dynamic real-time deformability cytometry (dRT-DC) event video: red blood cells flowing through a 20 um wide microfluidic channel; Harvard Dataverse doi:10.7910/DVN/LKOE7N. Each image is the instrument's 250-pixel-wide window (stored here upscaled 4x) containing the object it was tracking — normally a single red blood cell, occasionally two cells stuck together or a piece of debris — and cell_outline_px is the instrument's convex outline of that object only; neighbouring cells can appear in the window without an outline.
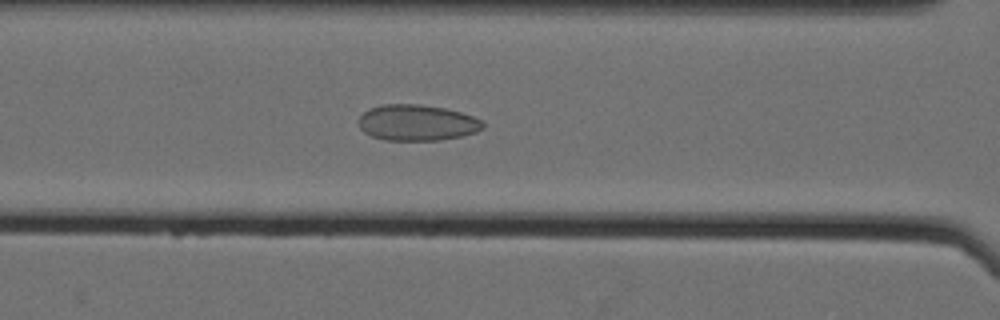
{"species": "Egyptian fruit bat (a non-hibernating species)", "species_latin": "Rousettus aegyptiacus", "temperature_condition": "cold", "stored_images_in_passage": 22, "camera_frame_rate_fps": 3000, "um_per_image_px": 0.085, "animal": {"sex": "female"}, "frame": {"image": 1, "passage_image": 11, "time_ms": 3.333, "image_size_px": [1000, 320], "cell_outline_px": [[484, 128], [476, 132], [460, 136], [440, 140], [384, 140], [372, 136], [364, 132], [360, 128], [360, 116], [368, 108], [384, 104], [416, 104], [444, 108], [460, 112], [484, 120]], "centroid_in_image_um": [35.46, 10.43], "position_along_channel_um": 131.1, "area_um2": 26.01}}
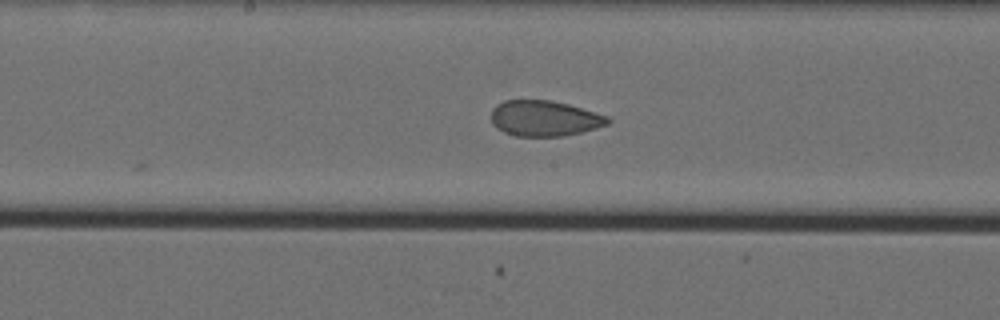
{"frame": {"image": 2, "passage_image": 17, "time_ms": 5.333, "image_size_px": [1000, 320], "cell_outline_px": [[612, 120], [608, 124], [596, 128], [564, 136], [516, 136], [504, 132], [496, 128], [492, 124], [492, 108], [496, 104], [504, 100], [552, 100], [568, 104], [608, 116]], "centroid_in_image_um": [46.26, 10.06], "position_along_channel_um": 201.9, "area_um2": 24.28}}
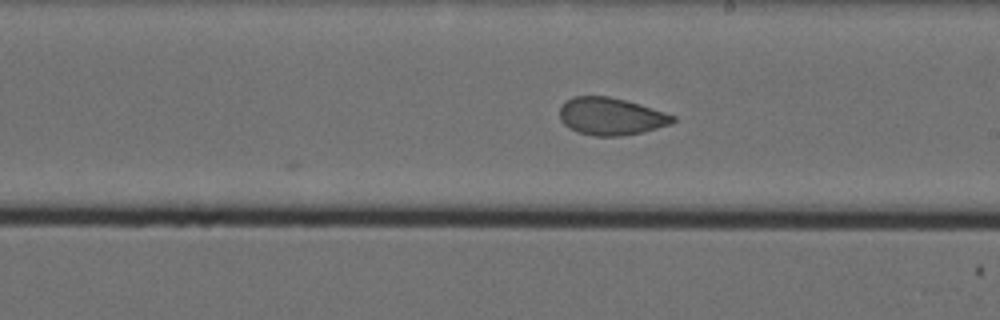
{"frame": {"image": 3, "passage_image": 20, "time_ms": 6.333, "image_size_px": [1000, 320], "cell_outline_px": [[676, 120], [672, 124], [640, 132], [620, 136], [596, 136], [576, 132], [568, 128], [560, 120], [560, 108], [572, 96], [608, 96], [640, 104], [676, 116]], "centroid_in_image_um": [51.92, 9.89], "position_along_channel_um": 237.1, "area_um2": 24.57}}